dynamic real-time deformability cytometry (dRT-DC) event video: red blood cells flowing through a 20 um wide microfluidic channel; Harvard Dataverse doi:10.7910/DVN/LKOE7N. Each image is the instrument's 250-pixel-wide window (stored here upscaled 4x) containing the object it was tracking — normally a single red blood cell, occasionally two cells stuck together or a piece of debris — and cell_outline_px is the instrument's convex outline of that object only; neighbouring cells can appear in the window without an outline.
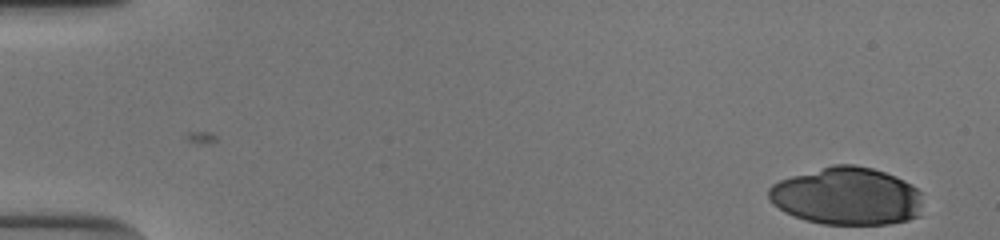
{"species": "human", "species_latin": "Homo sapiens", "temperature_condition": "cold", "stored_images_in_passage": 51, "camera_frame_rate_fps": 3000, "um_per_image_px": 0.085, "donor": {"sex": "male"}, "frame": {"image": 1, "passage_image": 1, "time_ms": 0.0, "image_size_px": [1000, 240], "cell_outline_px": [[920, 216], [908, 220], [888, 224], [824, 224], [804, 220], [784, 212], [772, 204], [768, 196], [768, 188], [772, 184], [780, 180], [792, 176], [832, 164], [856, 164], [872, 168], [896, 176], [912, 184], [920, 192]], "centroid_in_image_um": [71.97, 16.67], "position_along_channel_um": 13.0, "area_um2": 52.08}}